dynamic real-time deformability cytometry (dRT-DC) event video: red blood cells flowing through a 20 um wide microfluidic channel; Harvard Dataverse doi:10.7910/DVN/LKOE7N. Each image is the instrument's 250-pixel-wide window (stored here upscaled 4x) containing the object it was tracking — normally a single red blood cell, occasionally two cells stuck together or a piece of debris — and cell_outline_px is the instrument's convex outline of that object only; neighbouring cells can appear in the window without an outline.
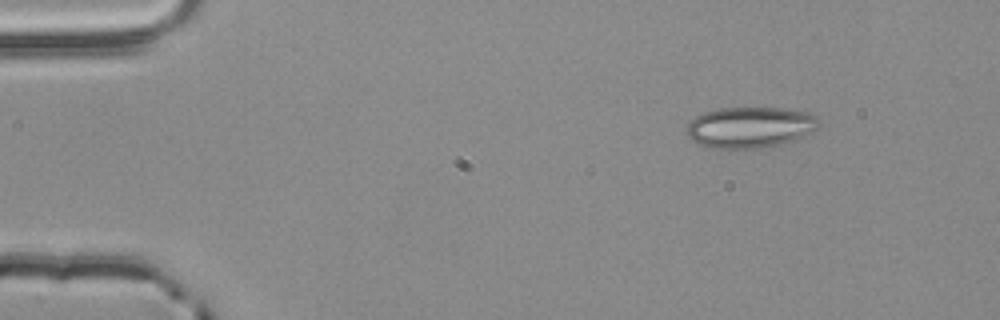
{"species": "common noctule bat (a hibernating species)", "species_latin": "Nyctalus noctula", "temperature_condition": "room temperature", "stored_images_in_passage": 2, "camera_frame_rate_fps": 3000, "um_per_image_px": 0.085, "animal": {"sex": "male", "body_mass_g": 20.4}, "frame": {"image": 1, "passage_image": 2, "time_ms": 0.333, "image_size_px": [1000, 320], "cell_outline_px": [[820, 128], [804, 136], [780, 144], [760, 148], [708, 148], [688, 140], [684, 136], [684, 128], [696, 116], [704, 112], [720, 108], [784, 108], [808, 112], [820, 116]], "centroid_in_image_um": [63.74, 10.82], "position_along_channel_um": 21.3, "area_um2": 32.25}}